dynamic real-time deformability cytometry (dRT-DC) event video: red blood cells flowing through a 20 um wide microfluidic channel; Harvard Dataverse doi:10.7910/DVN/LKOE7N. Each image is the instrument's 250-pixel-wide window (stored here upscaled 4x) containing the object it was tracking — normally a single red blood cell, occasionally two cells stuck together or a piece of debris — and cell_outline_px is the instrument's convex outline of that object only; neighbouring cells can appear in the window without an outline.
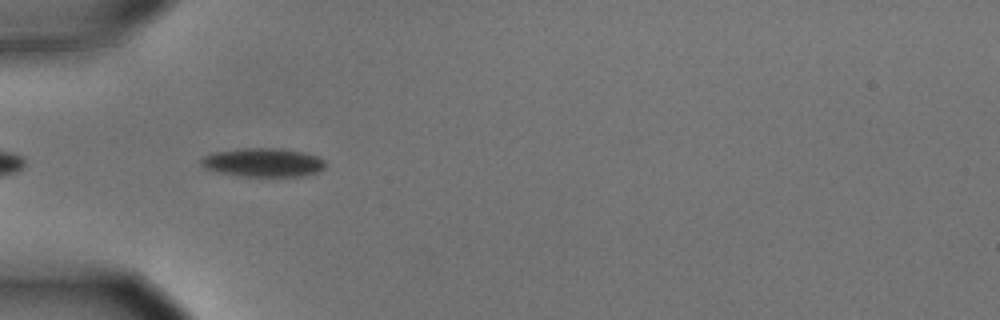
{"species": "common noctule bat (a hibernating species)", "species_latin": "Nyctalus noctula", "temperature_condition": "cold", "stored_images_in_passage": 6, "camera_frame_rate_fps": 3000, "um_per_image_px": 0.085, "animal": {"sex": "male", "body_mass_g": 15.6}, "frame": {"image": 1, "passage_image": 3, "time_ms": 0.667, "image_size_px": [1000, 320], "cell_outline_px": [[324, 168], [320, 172], [304, 176], [244, 176], [216, 172], [204, 168], [200, 164], [200, 156], [212, 152], [244, 148], [280, 148], [304, 152], [316, 156], [324, 160]], "centroid_in_image_um": [22.33, 13.8], "position_along_channel_um": 62.7, "area_um2": 21.04}}
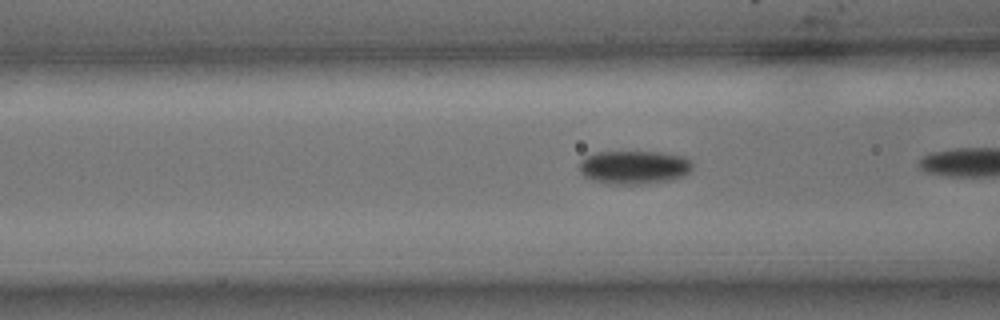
{"frame": {"image": 2, "passage_image": 5, "time_ms": 1.333, "image_size_px": [1000, 320], "cell_outline_px": [[692, 168], [684, 176], [672, 180], [648, 184], [604, 184], [592, 180], [584, 176], [580, 172], [580, 160], [584, 156], [596, 152], [664, 152], [684, 156], [692, 160]], "centroid_in_image_um": [53.9, 14.22], "position_along_channel_um": 112.7, "area_um2": 22.54}}